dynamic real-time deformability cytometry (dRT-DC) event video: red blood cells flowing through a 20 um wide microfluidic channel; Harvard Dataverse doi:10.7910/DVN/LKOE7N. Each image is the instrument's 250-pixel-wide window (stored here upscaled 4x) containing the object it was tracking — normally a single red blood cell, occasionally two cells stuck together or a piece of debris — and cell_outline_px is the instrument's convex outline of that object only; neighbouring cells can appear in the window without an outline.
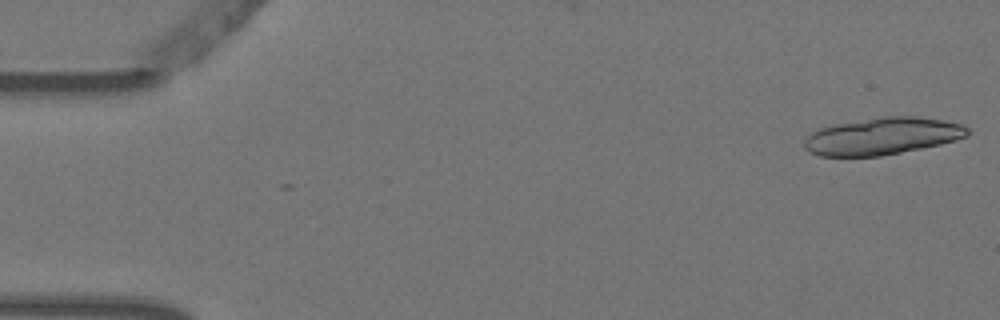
{"species": "Egyptian fruit bat (a non-hibernating species)", "species_latin": "Rousettus aegyptiacus", "temperature_condition": "warm", "stored_images_in_passage": 6, "camera_frame_rate_fps": 3000, "um_per_image_px": 0.085, "animal": {"sex": "female"}, "frame": {"image": 1, "passage_image": 1, "time_ms": 0.0, "image_size_px": [1000, 320], "cell_outline_px": [[968, 136], [956, 140], [940, 144], [880, 156], [820, 156], [808, 152], [804, 148], [804, 140], [812, 132], [820, 128], [836, 124], [880, 116], [916, 116], [944, 120], [964, 124], [968, 128]], "centroid_in_image_um": [75.01, 11.56], "position_along_channel_um": 10.0, "area_um2": 35.32}}